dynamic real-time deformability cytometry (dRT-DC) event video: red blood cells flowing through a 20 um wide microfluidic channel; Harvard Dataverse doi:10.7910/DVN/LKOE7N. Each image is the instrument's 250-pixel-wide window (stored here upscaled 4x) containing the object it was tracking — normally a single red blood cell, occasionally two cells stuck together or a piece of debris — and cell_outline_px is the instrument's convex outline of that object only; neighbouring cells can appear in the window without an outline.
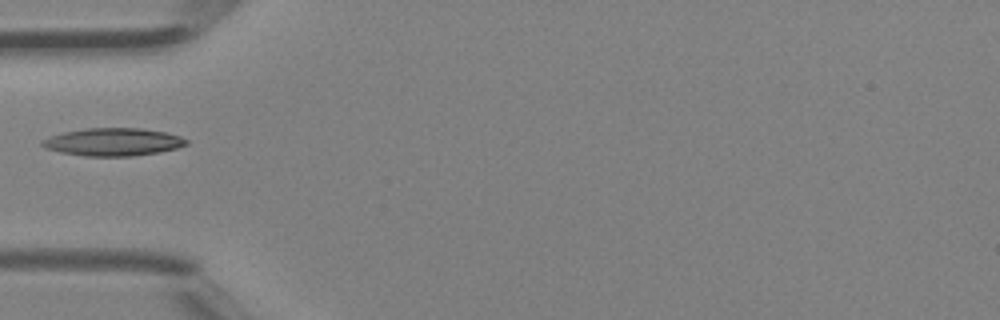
{"species": "Egyptian fruit bat (a non-hibernating species)", "species_latin": "Rousettus aegyptiacus", "temperature_condition": "room temperature", "stored_images_in_passage": 4, "camera_frame_rate_fps": 3000, "um_per_image_px": 0.085, "animal": {"sex": "female"}, "frame": {"image": 1, "passage_image": 4, "time_ms": 1.0, "image_size_px": [1000, 320], "cell_outline_px": [[188, 144], [176, 148], [160, 152], [132, 156], [84, 156], [60, 152], [44, 148], [40, 144], [40, 140], [64, 132], [88, 128], [140, 128], [164, 132], [180, 136], [188, 140]], "centroid_in_image_um": [9.6, 12.07], "position_along_channel_um": 75.4, "area_um2": 23.29}}